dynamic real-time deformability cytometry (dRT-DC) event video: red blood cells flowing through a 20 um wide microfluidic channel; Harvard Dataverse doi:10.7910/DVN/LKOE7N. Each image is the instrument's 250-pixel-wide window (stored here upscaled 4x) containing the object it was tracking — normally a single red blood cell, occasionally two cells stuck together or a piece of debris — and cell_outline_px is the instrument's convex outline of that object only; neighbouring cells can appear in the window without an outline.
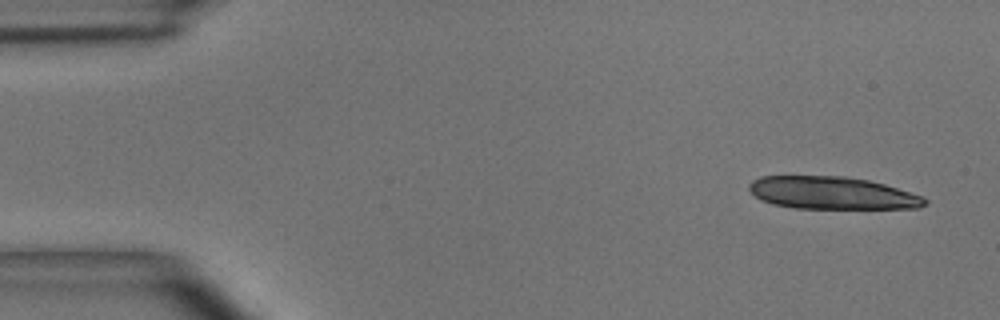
{"species": "common noctule bat (a hibernating species)", "species_latin": "Nyctalus noctula", "temperature_condition": "room temperature", "stored_images_in_passage": 5, "camera_frame_rate_fps": 3000, "um_per_image_px": 0.085, "animal": {"sex": "male", "body_mass_g": 15.6}, "frame": {"image": 1, "passage_image": 1, "time_ms": 0.0, "image_size_px": [1000, 320], "cell_outline_px": [[928, 204], [920, 208], [796, 208], [772, 204], [760, 200], [748, 188], [748, 184], [752, 180], [760, 176], [844, 176], [868, 180], [884, 184], [924, 196], [928, 200]], "centroid_in_image_um": [70.74, 16.4], "position_along_channel_um": 14.3, "area_um2": 33.41}}
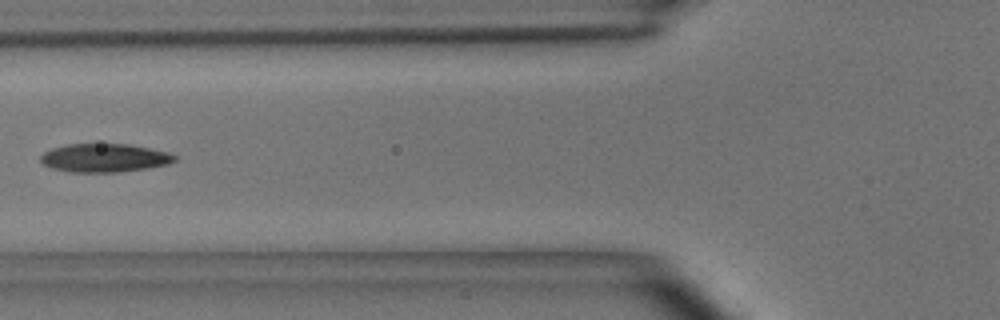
{"frame": {"image": 2, "passage_image": 5, "time_ms": 1.333, "image_size_px": [1000, 320], "cell_outline_px": [[176, 160], [168, 164], [148, 168], [116, 172], [72, 172], [52, 168], [44, 164], [40, 160], [40, 156], [44, 152], [52, 148], [68, 144], [128, 144], [168, 152], [176, 156]], "centroid_in_image_um": [8.87, 13.42], "position_along_channel_um": 116.9, "area_um2": 22.08}}